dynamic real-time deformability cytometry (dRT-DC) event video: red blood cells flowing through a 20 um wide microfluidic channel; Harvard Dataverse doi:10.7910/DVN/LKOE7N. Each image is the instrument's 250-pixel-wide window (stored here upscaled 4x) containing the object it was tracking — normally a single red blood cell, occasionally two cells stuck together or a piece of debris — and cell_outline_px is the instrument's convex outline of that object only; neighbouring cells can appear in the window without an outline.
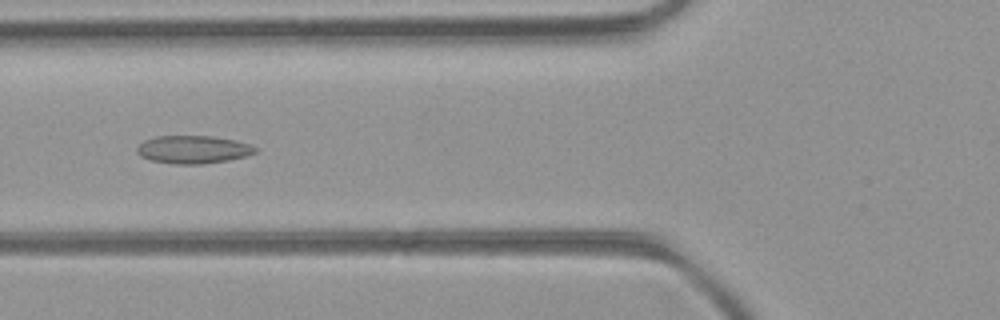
{"species": "common noctule bat (a hibernating species)", "species_latin": "Nyctalus noctula", "temperature_condition": "room temperature", "stored_images_in_passage": 34, "camera_frame_rate_fps": 3000, "um_per_image_px": 0.085, "animal": {"sex": "female", "body_mass_g": 21.9}, "frame": {"image": 1, "passage_image": 9, "time_ms": 2.667, "image_size_px": [1000, 320], "cell_outline_px": [[256, 152], [244, 156], [228, 160], [200, 164], [176, 164], [152, 160], [140, 156], [136, 152], [136, 148], [144, 140], [156, 136], [212, 136], [236, 140], [248, 144], [256, 148]], "centroid_in_image_um": [16.38, 12.7], "position_along_channel_um": 109.4, "area_um2": 19.07}}
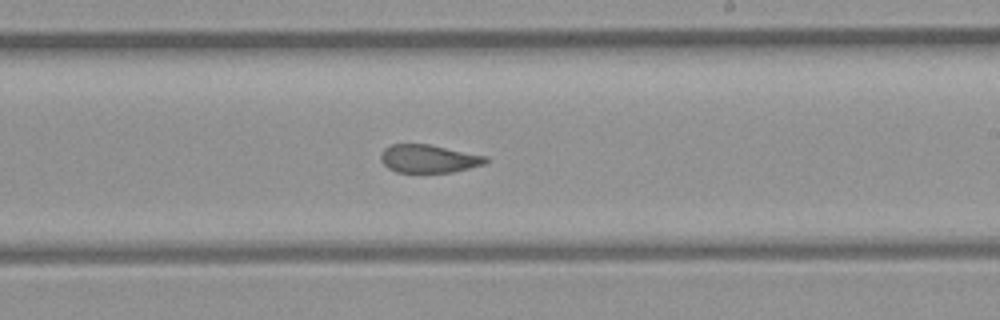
{"frame": {"image": 2, "passage_image": 19, "time_ms": 6.0, "image_size_px": [1000, 320], "cell_outline_px": [[488, 160], [484, 164], [452, 172], [396, 172], [388, 168], [380, 160], [380, 156], [384, 148], [392, 144], [428, 144], [488, 156]], "centroid_in_image_um": [36.42, 13.48], "position_along_channel_um": 252.6, "area_um2": 17.11}}
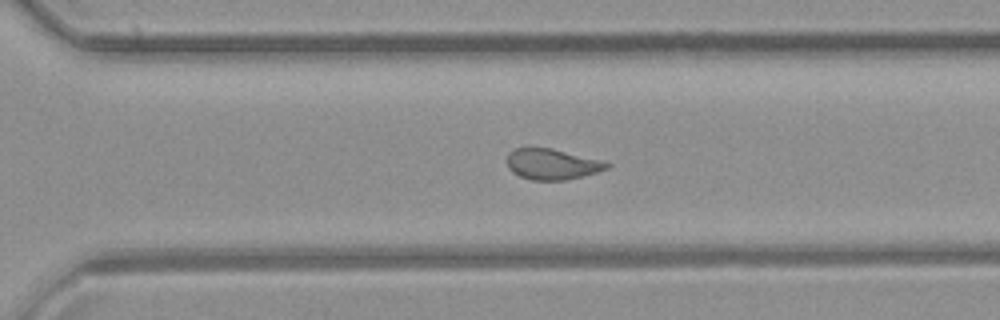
{"frame": {"image": 3, "passage_image": 24, "time_ms": 7.667, "image_size_px": [1000, 320], "cell_outline_px": [[612, 164], [608, 168], [596, 172], [564, 180], [532, 180], [520, 176], [512, 172], [508, 168], [508, 152], [516, 148], [552, 148], [600, 160]], "centroid_in_image_um": [46.9, 13.95], "position_along_channel_um": 323.7, "area_um2": 17.63}, "authors_computed_cell_mechanics": {"area_um2": 18.9006, "velocity_mm_per_s": 4.2883, "shape_relaxation_time_tau1_ms": null, "shape_relaxation_time_tau2_ms": 1.8139, "deformation_change_tau1": null, "deformation_change_tau2": 0.0931}}